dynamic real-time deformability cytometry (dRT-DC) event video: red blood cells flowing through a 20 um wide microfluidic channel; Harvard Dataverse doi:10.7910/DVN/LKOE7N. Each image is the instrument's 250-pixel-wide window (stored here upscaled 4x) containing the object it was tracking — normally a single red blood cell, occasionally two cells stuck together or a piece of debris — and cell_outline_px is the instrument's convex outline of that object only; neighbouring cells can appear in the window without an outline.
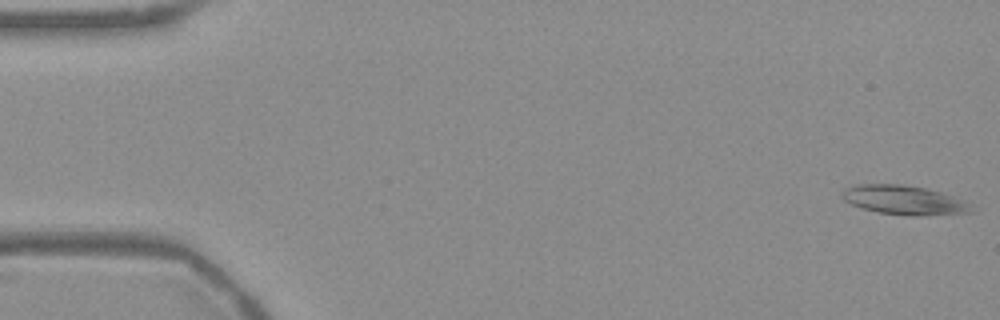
{"species": "Egyptian fruit bat (a non-hibernating species)", "species_latin": "Rousettus aegyptiacus", "temperature_condition": "warm", "stored_images_in_passage": 28, "camera_frame_rate_fps": 3000, "um_per_image_px": 0.085, "frame": {"image": 1, "passage_image": 1, "time_ms": 0.0, "image_size_px": [1000, 320], "cell_outline_px": [[972, 212], [920, 216], [908, 216], [880, 212], [864, 208], [852, 204], [844, 200], [840, 196], [840, 192], [844, 188], [852, 184], [904, 184], [924, 188], [940, 192], [964, 200], [972, 204]], "centroid_in_image_um": [76.82, 16.99], "position_along_channel_um": 8.2, "area_um2": 22.08}}
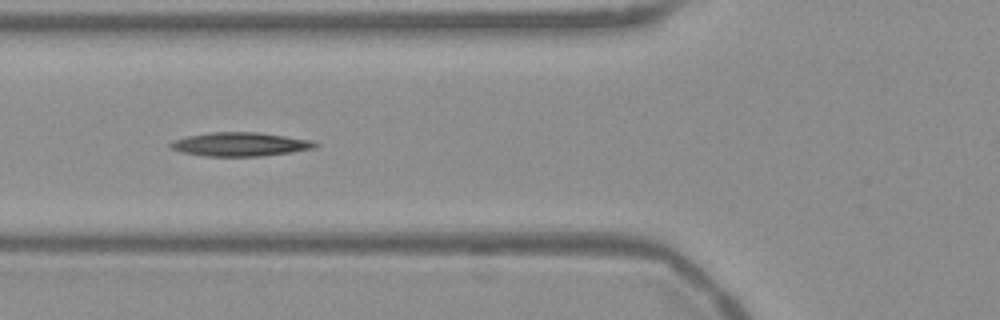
{"frame": {"image": 2, "passage_image": 20, "time_ms": 6.333, "image_size_px": [1000, 320], "cell_outline_px": [[320, 144], [316, 148], [292, 152], [260, 156], [204, 156], [180, 152], [172, 148], [168, 144], [172, 140], [188, 136], [208, 132], [256, 132], [312, 140]], "centroid_in_image_um": [20.41, 12.26], "position_along_channel_um": 105.4, "area_um2": 20.11}}
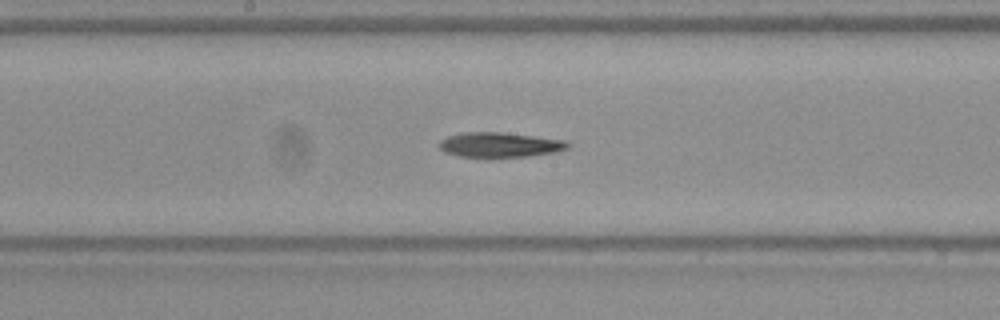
{"frame": {"image": 3, "passage_image": 28, "time_ms": 9.0, "image_size_px": [1000, 320], "cell_outline_px": [[572, 144], [568, 148], [556, 152], [528, 156], [460, 156], [444, 152], [436, 144], [440, 140], [448, 136], [460, 132], [500, 132], [568, 140]], "centroid_in_image_um": [42.49, 12.29], "position_along_channel_um": 205.7, "area_um2": 18.61}}